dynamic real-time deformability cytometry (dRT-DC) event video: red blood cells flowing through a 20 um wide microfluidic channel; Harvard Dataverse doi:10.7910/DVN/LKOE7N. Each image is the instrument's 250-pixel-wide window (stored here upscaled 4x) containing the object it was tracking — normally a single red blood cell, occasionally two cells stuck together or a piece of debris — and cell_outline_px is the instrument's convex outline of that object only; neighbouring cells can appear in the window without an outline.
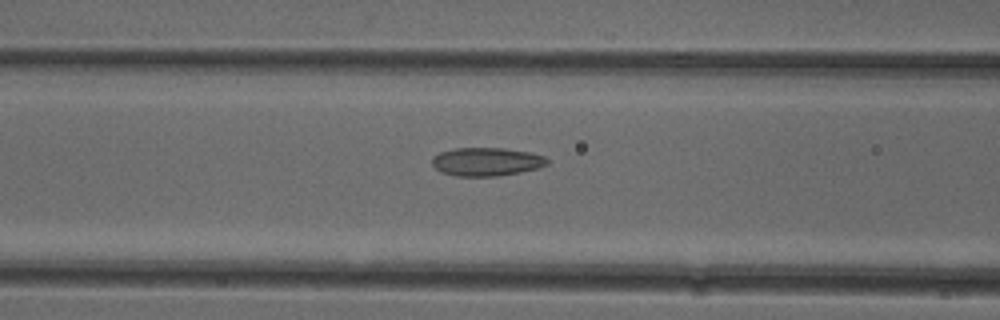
{"species": "common noctule bat (a hibernating species)", "species_latin": "Nyctalus noctula", "temperature_condition": "cold", "stored_images_in_passage": 33, "camera_frame_rate_fps": 3000, "um_per_image_px": 0.085, "animal": {"sex": "female"}, "frame": {"image": 1, "passage_image": 12, "time_ms": 3.667, "image_size_px": [1000, 320], "cell_outline_px": [[548, 164], [540, 168], [520, 172], [496, 176], [456, 176], [440, 172], [432, 164], [432, 156], [440, 152], [456, 148], [504, 148], [528, 152], [544, 156], [548, 160]], "centroid_in_image_um": [41.34, 13.75], "position_along_channel_um": 125.3, "area_um2": 19.07}}
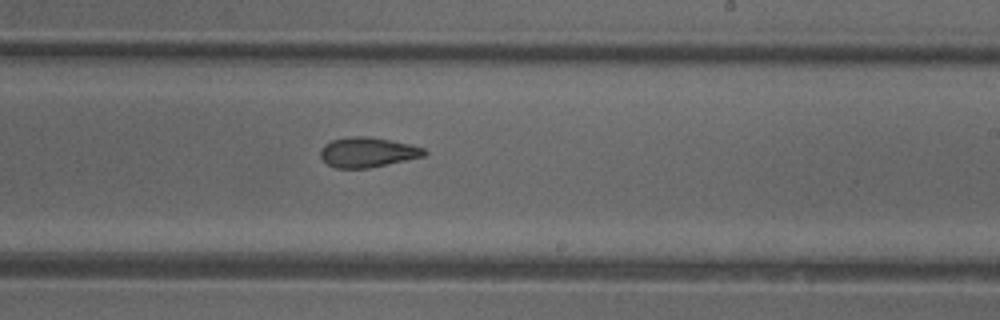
{"frame": {"image": 2, "passage_image": 22, "time_ms": 7.0, "image_size_px": [1000, 320], "cell_outline_px": [[428, 152], [424, 156], [368, 168], [336, 168], [328, 164], [320, 156], [320, 148], [324, 144], [332, 140], [352, 136], [368, 136], [408, 144], [424, 148]], "centroid_in_image_um": [31.21, 12.94], "position_along_channel_um": 257.8, "area_um2": 17.92}}
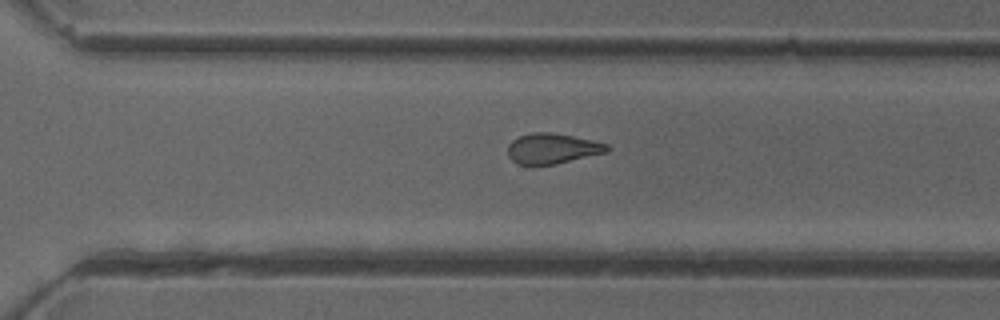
{"frame": {"image": 3, "passage_image": 27, "time_ms": 8.667, "image_size_px": [1000, 320], "cell_outline_px": [[612, 148], [608, 152], [556, 164], [516, 164], [508, 156], [508, 144], [512, 140], [520, 136], [532, 132], [548, 132], [572, 136], [608, 144]], "centroid_in_image_um": [46.96, 12.63], "position_along_channel_um": 323.6, "area_um2": 17.51}, "authors_computed_cell_mechanics": {"area_um2": 18.2648, "velocity_mm_per_s": 3.9756, "shape_relaxation_time_tau1_ms": null, "shape_relaxation_time_tau2_ms": 2.0387, "deformation_change_tau1": null, "deformation_change_tau2": 0.0899}}